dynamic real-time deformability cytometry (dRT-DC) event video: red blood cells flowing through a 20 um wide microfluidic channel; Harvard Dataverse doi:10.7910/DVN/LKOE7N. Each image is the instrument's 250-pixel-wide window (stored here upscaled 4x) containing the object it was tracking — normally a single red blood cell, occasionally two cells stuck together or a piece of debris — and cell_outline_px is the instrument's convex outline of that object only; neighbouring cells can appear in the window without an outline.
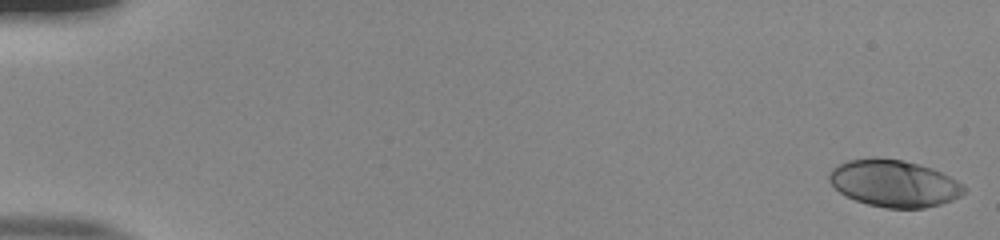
{"species": "human", "species_latin": "Homo sapiens", "temperature_condition": "room temperature", "stored_images_in_passage": 53, "camera_frame_rate_fps": 3000, "um_per_image_px": 0.085, "donor": {"sex": "male"}, "frame": {"image": 1, "passage_image": 1, "time_ms": 0.0, "image_size_px": [1000, 240], "cell_outline_px": [[968, 188], [960, 196], [952, 200], [940, 204], [924, 208], [884, 208], [868, 204], [844, 196], [828, 180], [828, 172], [832, 168], [848, 160], [872, 156], [876, 156], [900, 160], [932, 168], [964, 184]], "centroid_in_image_um": [75.97, 15.58], "position_along_channel_um": 9.0, "area_um2": 37.05}}
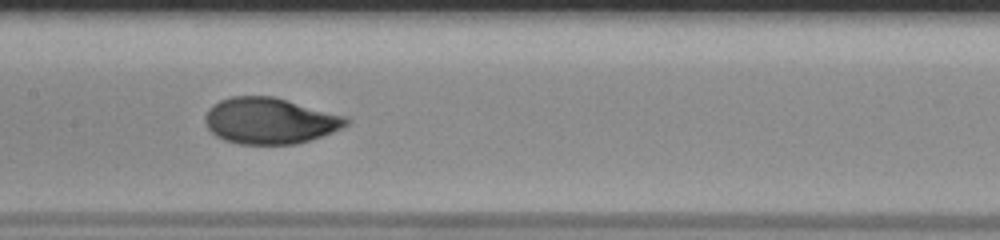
{"frame": {"image": 2, "passage_image": 28, "time_ms": 9.0, "image_size_px": [1000, 240], "cell_outline_px": [[352, 120], [348, 124], [332, 132], [296, 144], [240, 144], [224, 140], [216, 136], [208, 128], [204, 120], [204, 116], [208, 108], [212, 104], [220, 100], [232, 96], [272, 96], [348, 116]], "centroid_in_image_um": [22.93, 10.26], "position_along_channel_um": 184.5, "area_um2": 38.03}}
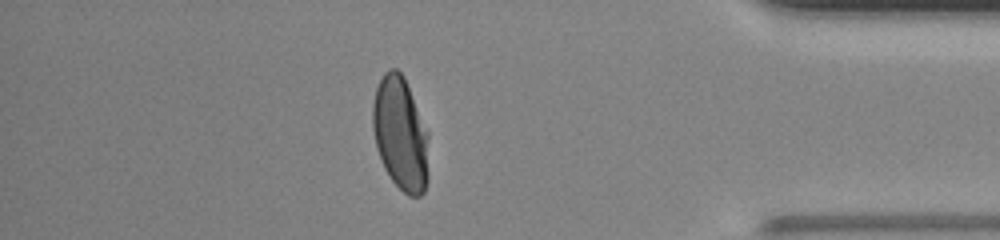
{"frame": {"image": 3, "passage_image": 47, "time_ms": 15.333, "image_size_px": [1000, 240], "cell_outline_px": [[428, 180], [424, 192], [420, 196], [408, 196], [392, 180], [384, 168], [376, 148], [372, 128], [372, 104], [376, 88], [384, 72], [388, 68], [396, 68], [404, 76], [428, 132]], "centroid_in_image_um": [34.03, 11.37], "position_along_channel_um": 401.2, "area_um2": 37.34}, "authors_computed_cell_mechanics": {"area_um2": 37.6278, "velocity_mm_per_s": 3.8885, "shape_relaxation_time_tau1_ms": 4.9317, "shape_relaxation_time_tau2_ms": null, "deformation_change_tau1": 0.2358, "deformation_change_tau2": null}}